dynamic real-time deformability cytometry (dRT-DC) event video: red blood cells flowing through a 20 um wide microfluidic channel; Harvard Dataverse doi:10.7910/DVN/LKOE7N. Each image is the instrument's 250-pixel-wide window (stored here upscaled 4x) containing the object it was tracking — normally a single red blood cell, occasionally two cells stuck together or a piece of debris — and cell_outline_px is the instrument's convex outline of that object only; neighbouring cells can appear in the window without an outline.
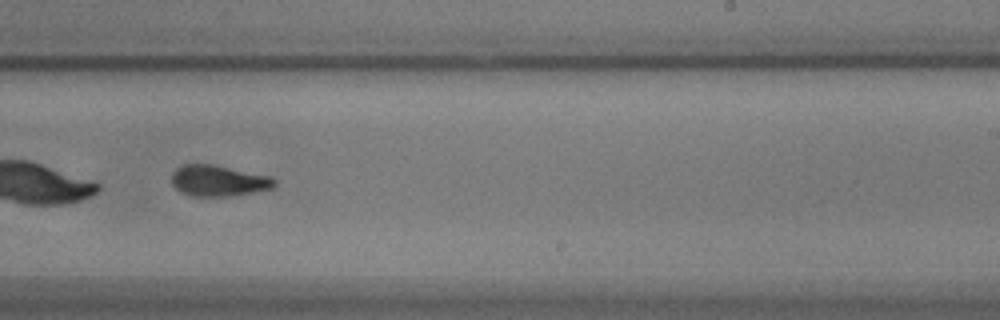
{"species": "common noctule bat (a hibernating species)", "species_latin": "Nyctalus noctula", "temperature_condition": "warm", "stored_images_in_passage": 54, "camera_frame_rate_fps": 3000, "um_per_image_px": 0.085, "animal": {"sex": "male", "body_mass_g": 17.9}, "frame": {"image": 1, "passage_image": 33, "time_ms": 10.667, "image_size_px": [1000, 320], "cell_outline_px": [[276, 184], [272, 188], [252, 192], [228, 196], [192, 196], [180, 192], [172, 184], [172, 172], [180, 164], [212, 164], [272, 176], [276, 180]], "centroid_in_image_um": [18.55, 15.35], "position_along_channel_um": 270.4, "area_um2": 18.67}}
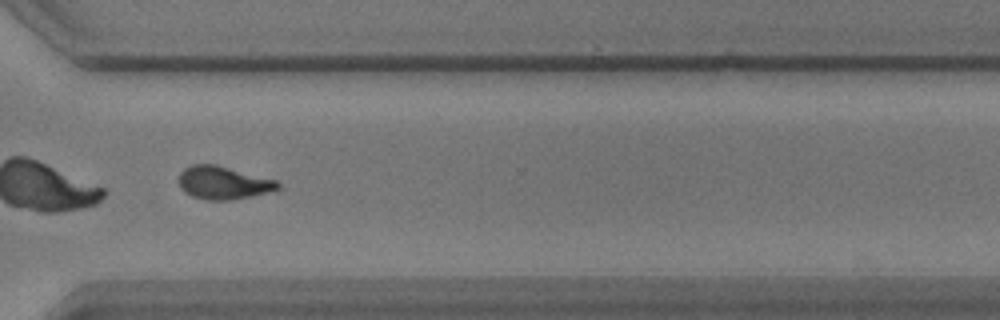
{"frame": {"image": 2, "passage_image": 40, "time_ms": 13.0, "image_size_px": [1000, 320], "cell_outline_px": [[284, 188], [232, 200], [208, 200], [192, 196], [184, 192], [180, 188], [180, 172], [184, 168], [192, 164], [216, 164], [276, 180]], "centroid_in_image_um": [18.98, 15.53], "position_along_channel_um": 351.6, "area_um2": 19.02}, "authors_computed_cell_mechanics": {"area_um2": 18.9295, "velocity_mm_per_s": 3.4733, "shape_relaxation_time_tau1_ms": 6.765, "shape_relaxation_time_tau2_ms": 4.2412, "deformation_change_tau1": 0.1672, "deformation_change_tau2": 0.1204}}